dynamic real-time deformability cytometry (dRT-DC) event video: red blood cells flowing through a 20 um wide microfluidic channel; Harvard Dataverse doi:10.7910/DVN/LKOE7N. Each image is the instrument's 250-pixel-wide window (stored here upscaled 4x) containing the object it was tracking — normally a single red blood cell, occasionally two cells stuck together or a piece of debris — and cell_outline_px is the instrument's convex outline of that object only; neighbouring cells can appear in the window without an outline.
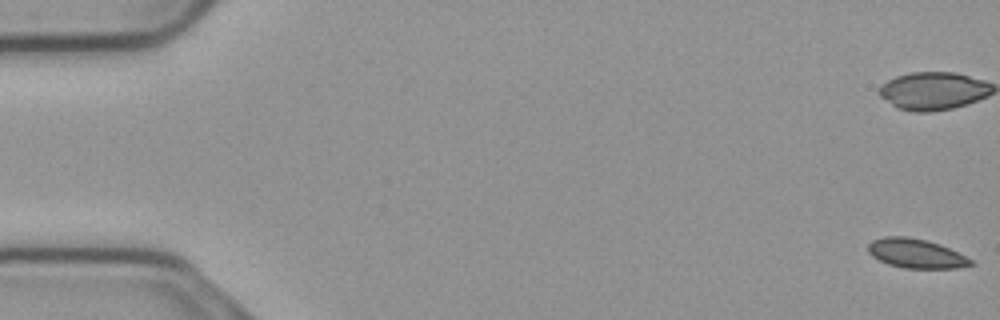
{"species": "common noctule bat (a hibernating species)", "species_latin": "Nyctalus noctula", "temperature_condition": "cold", "stored_images_in_passage": 18, "camera_frame_rate_fps": 3000, "um_per_image_px": 0.085, "animal": {"sex": "male", "body_mass_g": 23.1, "forearm_length_mm": 52.7}, "frame": {"image": 1, "passage_image": 1, "time_ms": 0.0, "image_size_px": [1000, 320], "cell_outline_px": [[976, 264], [956, 268], [904, 268], [888, 264], [872, 256], [868, 252], [868, 244], [872, 240], [884, 236], [904, 236], [924, 240], [940, 244], [972, 260]], "centroid_in_image_um": [77.83, 21.54], "position_along_channel_um": 7.2, "area_um2": 17.34}}